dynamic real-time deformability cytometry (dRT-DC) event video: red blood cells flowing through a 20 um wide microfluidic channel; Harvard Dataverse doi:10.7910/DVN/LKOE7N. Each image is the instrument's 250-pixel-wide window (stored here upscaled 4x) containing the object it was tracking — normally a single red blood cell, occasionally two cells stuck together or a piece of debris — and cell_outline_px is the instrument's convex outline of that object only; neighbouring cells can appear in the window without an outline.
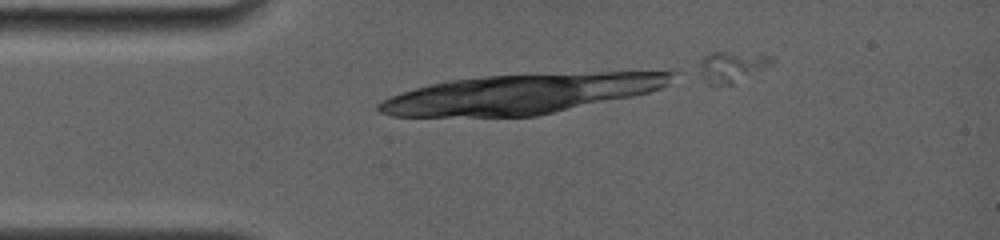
{"species": "common noctule bat (a hibernating species)", "species_latin": "Nyctalus noctula", "temperature_condition": "room temperature", "stored_images_in_passage": 11, "camera_frame_rate_fps": 4000, "um_per_image_px": 0.085, "animal": {"sex": "female", "body_mass_g": 19.0, "forearm_length_mm": 56.7}, "frame": {"image": 1, "passage_image": 1, "time_ms": 0.0, "image_size_px": [1000, 240], "cell_outline_px": [[776, 60], [772, 64], [732, 84], [716, 88], [708, 84], [692, 72], [700, 60], [704, 56], [712, 52], [728, 52], [772, 56]], "centroid_in_image_um": [62.03, 5.72], "position_along_channel_um": 23.0, "area_um2": 13.64}}
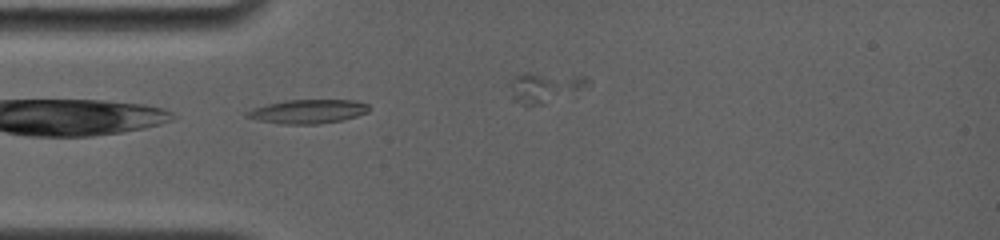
{"frame": {"image": 2, "passage_image": 7, "time_ms": 1.5, "image_size_px": [1000, 240], "cell_outline_px": [[368, 112], [356, 116], [340, 120], [316, 124], [280, 124], [256, 120], [244, 116], [244, 112], [252, 108], [284, 100], [356, 100], [368, 104]], "centroid_in_image_um": [26.11, 9.47], "position_along_channel_um": 58.9, "area_um2": 17.05}}